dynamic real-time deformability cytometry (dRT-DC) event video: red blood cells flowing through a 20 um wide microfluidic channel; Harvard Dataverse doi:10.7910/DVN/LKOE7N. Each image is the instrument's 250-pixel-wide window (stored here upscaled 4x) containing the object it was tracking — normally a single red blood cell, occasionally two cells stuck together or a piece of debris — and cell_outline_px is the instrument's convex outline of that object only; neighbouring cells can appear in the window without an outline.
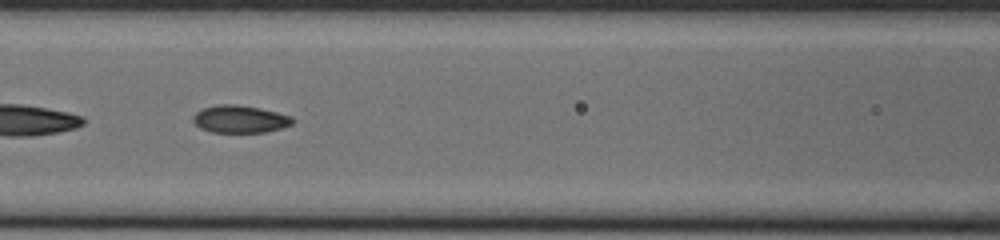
{"species": "common noctule bat (a hibernating species)", "species_latin": "Nyctalus noctula", "temperature_condition": "cold", "stored_images_in_passage": 33, "camera_frame_rate_fps": 3000, "um_per_image_px": 0.085, "animal": {"sex": "male", "body_mass_g": 20.0, "forearm_length_mm": 53.3}, "frame": {"image": 1, "passage_image": 10, "time_ms": 3.0, "image_size_px": [1000, 240], "cell_outline_px": [[296, 120], [292, 124], [280, 128], [264, 132], [212, 132], [200, 128], [192, 120], [192, 116], [200, 108], [216, 104], [236, 104], [260, 108], [292, 116]], "centroid_in_image_um": [20.37, 10.11], "position_along_channel_um": 146.2, "area_um2": 16.07}, "authors_computed_cell_mechanics": {"area_um2": 15.9528, "velocity_mm_per_s": 3.7753, "shape_relaxation_time_tau1_ms": null, "shape_relaxation_time_tau2_ms": 1.5946, "deformation_change_tau1": null, "deformation_change_tau2": 0.0662}}